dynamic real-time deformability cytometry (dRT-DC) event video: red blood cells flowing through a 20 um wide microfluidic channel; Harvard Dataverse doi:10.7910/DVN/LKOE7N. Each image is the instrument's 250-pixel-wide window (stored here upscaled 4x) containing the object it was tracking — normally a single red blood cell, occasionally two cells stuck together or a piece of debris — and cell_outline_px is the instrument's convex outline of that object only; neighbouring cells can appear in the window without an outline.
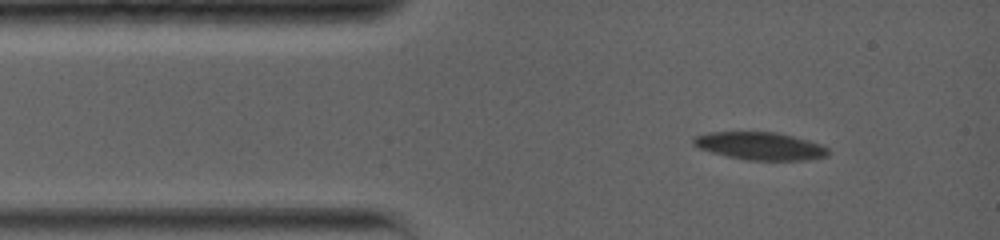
{"species": "common noctule bat (a hibernating species)", "species_latin": "Nyctalus noctula", "temperature_condition": "warm", "stored_images_in_passage": 62, "camera_frame_rate_fps": 5000, "um_per_image_px": 0.085, "animal": {"sex": "female", "body_mass_g": 19.0, "forearm_length_mm": 56.7}, "frame": {"image": 1, "passage_image": 1, "time_ms": 0.0, "image_size_px": [1000, 240], "cell_outline_px": [[832, 152], [828, 156], [804, 160], [748, 160], [728, 156], [712, 152], [700, 148], [692, 144], [692, 136], [708, 132], [776, 132], [808, 140], [820, 144], [828, 148]], "centroid_in_image_um": [64.61, 12.4], "position_along_channel_um": 20.4, "area_um2": 21.79}}
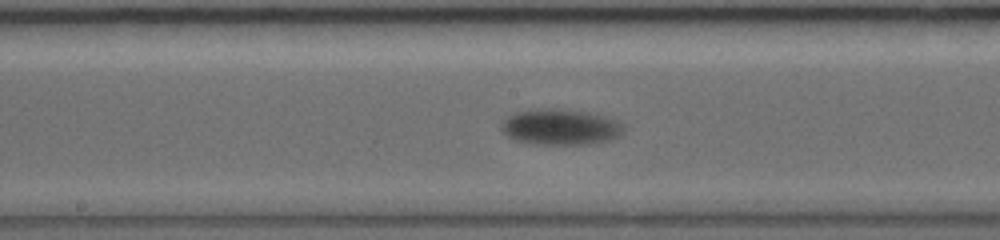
{"frame": {"image": 2, "passage_image": 18, "time_ms": 6.2, "image_size_px": [1000, 240], "cell_outline_px": [[624, 132], [620, 136], [608, 140], [588, 144], [532, 144], [512, 140], [500, 128], [500, 124], [508, 116], [516, 112], [540, 108], [560, 108], [584, 112], [604, 116], [616, 120], [624, 124]], "centroid_in_image_um": [47.62, 10.8], "position_along_channel_um": 200.6, "area_um2": 25.72}}
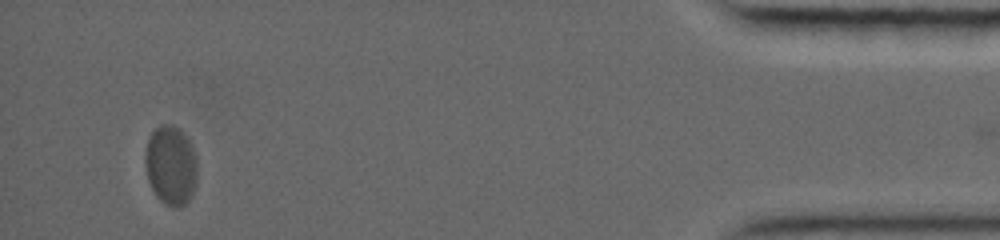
{"frame": {"image": 3, "passage_image": 54, "time_ms": 15.2, "image_size_px": [1000, 240], "cell_outline_px": [[196, 184], [192, 196], [180, 208], [176, 208], [160, 200], [156, 196], [148, 180], [144, 164], [144, 152], [148, 136], [160, 124], [172, 124], [180, 128], [188, 140], [196, 156]], "centroid_in_image_um": [14.5, 14.03], "position_along_channel_um": 420.7, "area_um2": 24.39}, "authors_computed_cell_mechanics": {"area_um2": 24.2182, "velocity_mm_per_s": 3.4864, "shape_relaxation_time_tau1_ms": 1.8736, "shape_relaxation_time_tau2_ms": null, "deformation_change_tau1": 0.0946, "deformation_change_tau2": null}}